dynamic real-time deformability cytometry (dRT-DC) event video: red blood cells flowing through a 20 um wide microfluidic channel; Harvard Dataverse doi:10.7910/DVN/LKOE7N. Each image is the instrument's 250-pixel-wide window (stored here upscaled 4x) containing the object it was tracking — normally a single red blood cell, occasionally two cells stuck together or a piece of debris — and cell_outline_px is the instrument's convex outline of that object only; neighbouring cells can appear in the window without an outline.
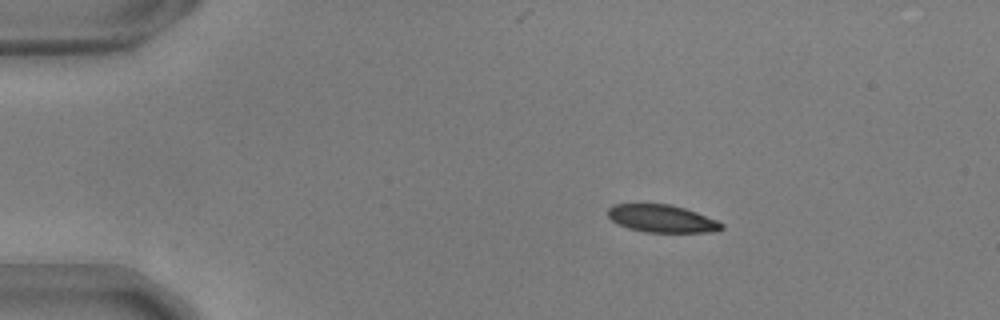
{"species": "common noctule bat (a hibernating species)", "species_latin": "Nyctalus noctula", "temperature_condition": "warm", "stored_images_in_passage": 46, "camera_frame_rate_fps": 3000, "um_per_image_px": 0.085, "animal": {"sex": "male", "body_mass_g": 17.9, "forearm_length_mm": 54.2}, "frame": {"image": 1, "passage_image": 1, "time_ms": 0.0, "image_size_px": [1000, 320], "cell_outline_px": [[724, 228], [712, 232], [644, 232], [628, 228], [612, 220], [608, 216], [608, 208], [612, 204], [672, 204], [696, 212], [716, 220], [724, 224]], "centroid_in_image_um": [56.26, 18.58], "position_along_channel_um": 28.7, "area_um2": 18.21}}
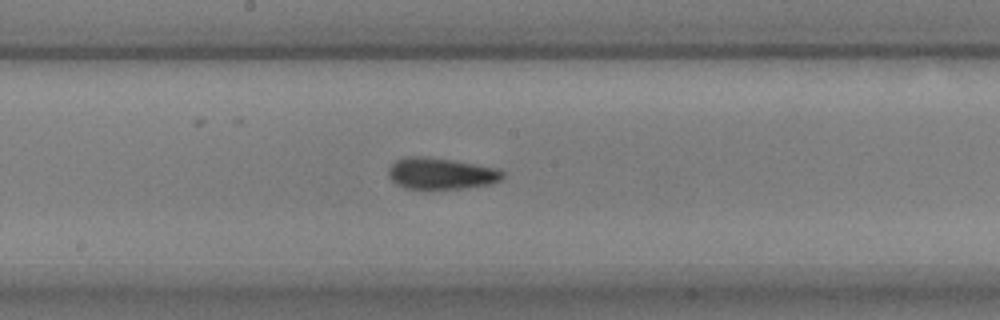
{"frame": {"image": 2, "passage_image": 21, "time_ms": 6.667, "image_size_px": [1000, 320], "cell_outline_px": [[504, 176], [500, 180], [492, 184], [464, 188], [404, 188], [396, 184], [388, 176], [388, 168], [396, 160], [408, 156], [424, 156], [456, 160], [500, 168], [504, 172]], "centroid_in_image_um": [37.52, 14.73], "position_along_channel_um": 210.7, "area_um2": 21.15}}
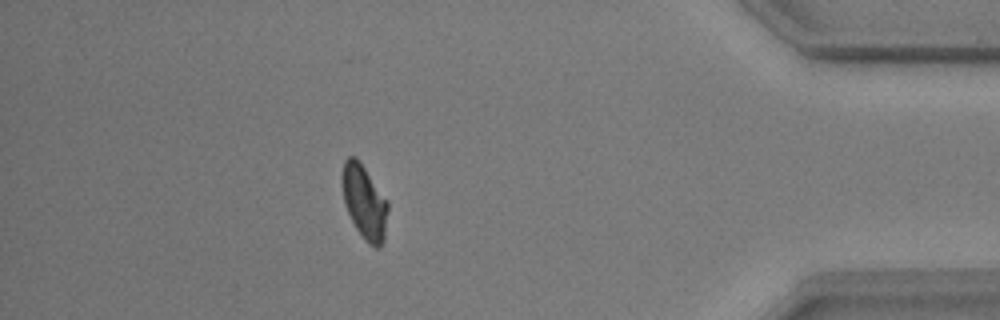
{"frame": {"image": 3, "passage_image": 40, "time_ms": 13.0, "image_size_px": [1000, 320], "cell_outline_px": [[388, 208], [384, 240], [380, 248], [376, 248], [368, 244], [364, 240], [356, 228], [344, 204], [340, 184], [340, 176], [344, 160], [348, 156], [356, 156], [388, 200]], "centroid_in_image_um": [30.95, 17.14], "position_along_channel_um": 404.3, "area_um2": 20.17}, "authors_computed_cell_mechanics": {"area_um2": 19.8832, "velocity_mm_per_s": 3.6952, "shape_relaxation_time_tau1_ms": 3.3557, "shape_relaxation_time_tau2_ms": 1.5182, "deformation_change_tau1": 0.1469, "deformation_change_tau2": 0.0746}}